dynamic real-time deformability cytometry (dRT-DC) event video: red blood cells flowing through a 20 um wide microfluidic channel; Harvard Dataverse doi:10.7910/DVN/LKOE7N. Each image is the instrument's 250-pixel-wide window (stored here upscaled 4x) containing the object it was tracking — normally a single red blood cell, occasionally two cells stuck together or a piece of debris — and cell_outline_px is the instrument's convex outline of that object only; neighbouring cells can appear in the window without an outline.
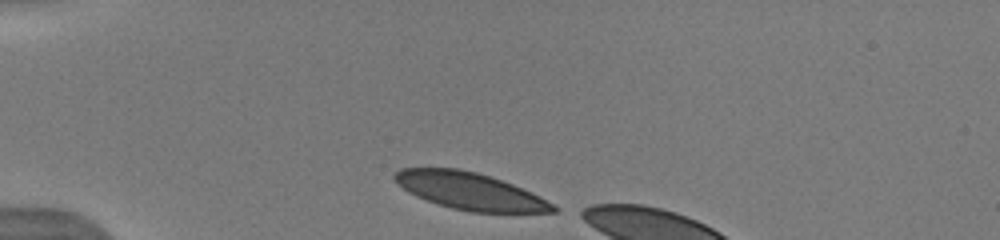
{"species": "human", "species_latin": "Homo sapiens", "temperature_condition": "warm", "stored_images_in_passage": 4, "camera_frame_rate_fps": 3000, "um_per_image_px": 0.085, "donor": {"sex": "male"}, "frame": {"image": 1, "passage_image": 1, "time_ms": 0.0, "image_size_px": [1000, 240], "cell_outline_px": [[560, 208], [556, 212], [472, 212], [452, 208], [416, 196], [408, 192], [392, 176], [400, 168], [460, 168], [476, 172], [512, 184], [532, 192]], "centroid_in_image_um": [39.96, 16.24], "position_along_channel_um": 45.0, "area_um2": 33.76}}